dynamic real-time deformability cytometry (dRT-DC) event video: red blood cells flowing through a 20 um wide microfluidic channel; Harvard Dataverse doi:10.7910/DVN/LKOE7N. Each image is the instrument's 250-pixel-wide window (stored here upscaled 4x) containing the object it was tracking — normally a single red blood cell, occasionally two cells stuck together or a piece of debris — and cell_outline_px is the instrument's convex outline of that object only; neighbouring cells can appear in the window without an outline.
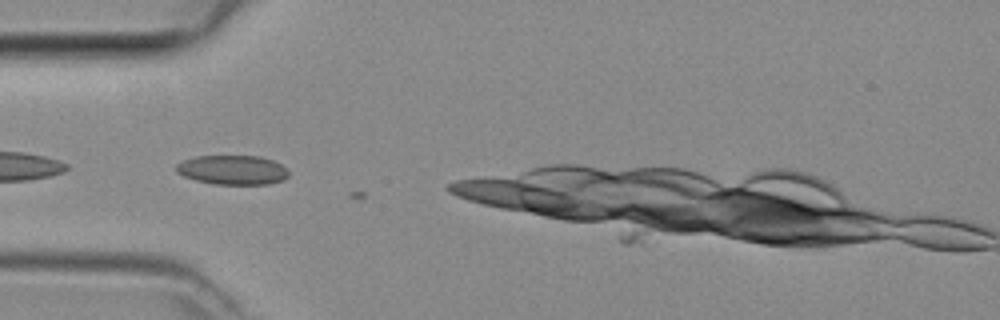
{"species": "common noctule bat (a hibernating species)", "species_latin": "Nyctalus noctula", "temperature_condition": "room temperature", "stored_images_in_passage": 6, "camera_frame_rate_fps": 3000, "um_per_image_px": 0.085, "animal": {"sex": "female", "body_mass_g": 29.2, "forearm_length_mm": 56.3}, "frame": {"image": 1, "passage_image": 4, "time_ms": 1.0, "image_size_px": [1000, 320], "cell_outline_px": [[288, 176], [284, 180], [268, 184], [212, 184], [196, 180], [184, 176], [176, 172], [176, 164], [184, 160], [196, 156], [260, 156], [272, 160], [288, 168]], "centroid_in_image_um": [19.78, 14.44], "position_along_channel_um": 65.2, "area_um2": 19.31}}